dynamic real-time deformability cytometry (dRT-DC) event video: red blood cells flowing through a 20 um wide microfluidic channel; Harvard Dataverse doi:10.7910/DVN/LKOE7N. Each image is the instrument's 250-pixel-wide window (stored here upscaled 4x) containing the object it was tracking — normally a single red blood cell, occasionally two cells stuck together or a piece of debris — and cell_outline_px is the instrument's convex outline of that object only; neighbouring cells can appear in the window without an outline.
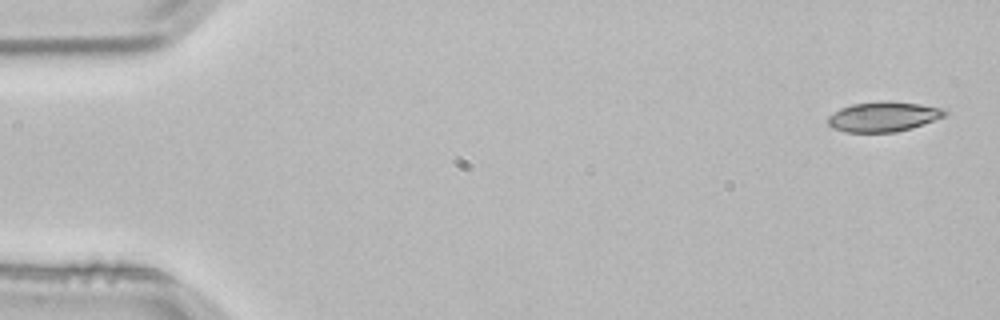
{"species": "common noctule bat (a hibernating species)", "species_latin": "Nyctalus noctula", "temperature_condition": "room temperature", "stored_images_in_passage": 4, "camera_frame_rate_fps": 3000, "um_per_image_px": 0.085, "animal": {"sex": "male", "body_mass_g": 21.5, "forearm_length_mm": 52.0}, "frame": {"image": 1, "passage_image": 1, "time_ms": 0.0, "image_size_px": [1000, 320], "cell_outline_px": [[948, 112], [944, 116], [924, 124], [912, 128], [896, 132], [844, 132], [832, 128], [828, 124], [828, 116], [840, 108], [852, 104], [884, 100], [920, 104], [944, 108]], "centroid_in_image_um": [75.08, 9.91], "position_along_channel_um": 9.9, "area_um2": 20.52}}
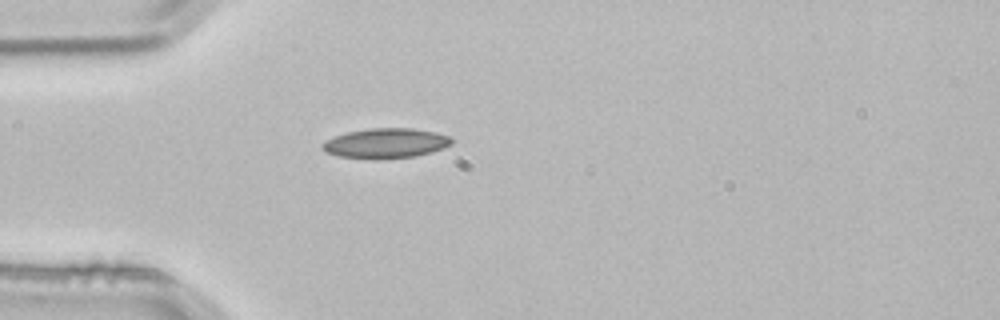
{"frame": {"image": 2, "passage_image": 4, "time_ms": 1.0, "image_size_px": [1000, 320], "cell_outline_px": [[452, 144], [432, 152], [416, 156], [372, 160], [340, 156], [324, 152], [320, 148], [320, 144], [336, 136], [348, 132], [368, 128], [412, 128], [436, 132], [452, 136]], "centroid_in_image_um": [32.79, 12.18], "position_along_channel_um": 52.2, "area_um2": 22.77}}